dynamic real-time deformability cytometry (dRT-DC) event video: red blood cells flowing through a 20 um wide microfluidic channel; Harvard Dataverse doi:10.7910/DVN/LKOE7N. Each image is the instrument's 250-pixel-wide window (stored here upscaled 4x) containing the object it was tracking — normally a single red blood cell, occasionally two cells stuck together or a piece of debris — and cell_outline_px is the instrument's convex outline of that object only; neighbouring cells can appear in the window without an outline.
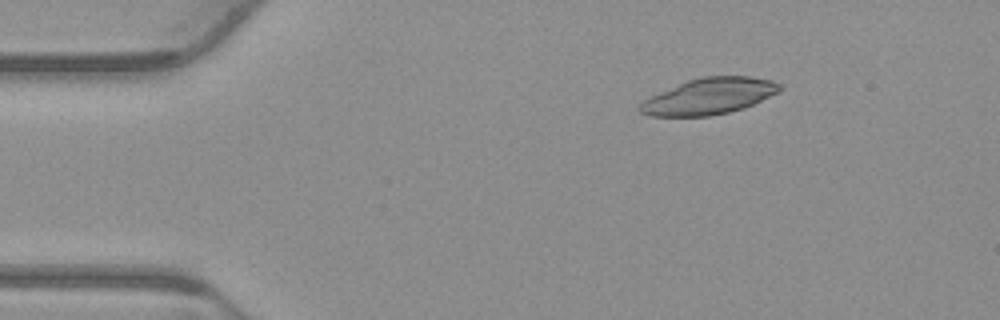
{"species": "common noctule bat (a hibernating species)", "species_latin": "Nyctalus noctula", "temperature_condition": "warm", "stored_images_in_passage": 46, "camera_frame_rate_fps": 3000, "um_per_image_px": 0.085, "animal": {"sex": "male", "body_mass_g": 23.1, "forearm_length_mm": 52.7}, "frame": {"image": 1, "passage_image": 1, "time_ms": 0.0, "image_size_px": [1000, 320], "cell_outline_px": [[780, 92], [744, 108], [728, 112], [708, 116], [652, 116], [640, 112], [636, 108], [644, 100], [660, 92], [688, 80], [700, 76], [752, 76], [772, 80], [780, 84]], "centroid_in_image_um": [60.3, 8.18], "position_along_channel_um": 24.7, "area_um2": 29.36}}